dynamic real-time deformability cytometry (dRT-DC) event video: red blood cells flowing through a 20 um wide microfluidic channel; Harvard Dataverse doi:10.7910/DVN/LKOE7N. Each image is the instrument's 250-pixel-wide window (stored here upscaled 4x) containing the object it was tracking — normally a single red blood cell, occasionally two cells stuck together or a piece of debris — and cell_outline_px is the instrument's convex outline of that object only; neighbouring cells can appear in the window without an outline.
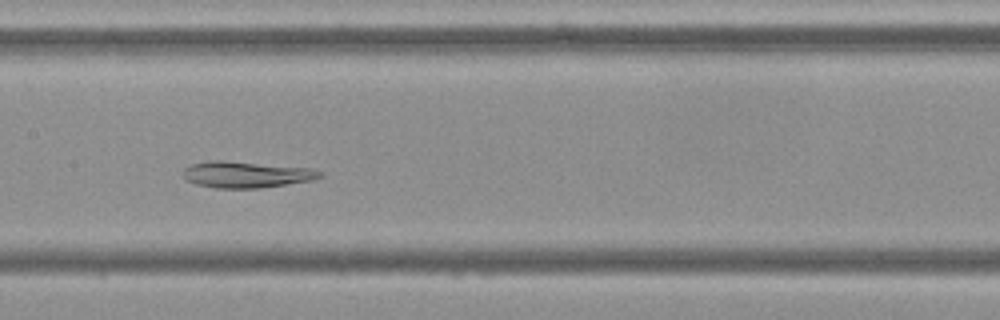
{"species": "Egyptian fruit bat (a non-hibernating species)", "species_latin": "Rousettus aegyptiacus", "temperature_condition": "cold", "stored_images_in_passage": 55, "camera_frame_rate_fps": 3000, "um_per_image_px": 0.085, "frame": {"image": 1, "passage_image": 27, "time_ms": 8.667, "image_size_px": [1000, 320], "cell_outline_px": [[324, 176], [312, 180], [260, 188], [216, 188], [196, 184], [184, 180], [180, 172], [184, 168], [192, 164], [208, 160], [224, 160], [312, 168], [324, 172]], "centroid_in_image_um": [20.9, 14.83], "position_along_channel_um": 186.5, "area_um2": 21.33}}
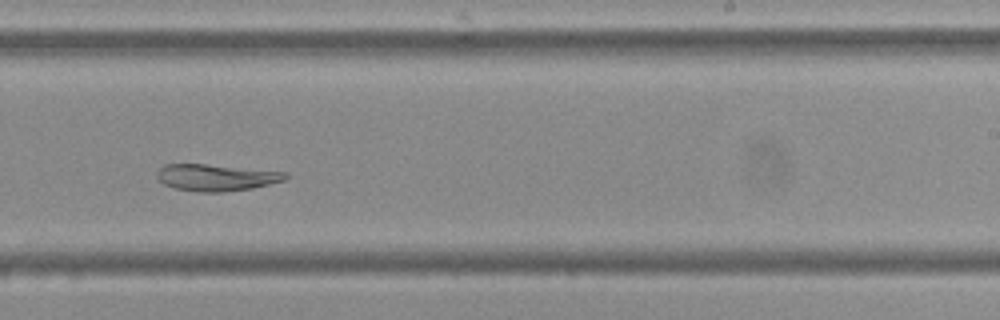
{"frame": {"image": 2, "passage_image": 34, "time_ms": 11.0, "image_size_px": [1000, 320], "cell_outline_px": [[288, 176], [284, 180], [252, 188], [224, 192], [200, 192], [172, 188], [164, 184], [156, 176], [156, 172], [164, 164], [204, 164], [288, 172]], "centroid_in_image_um": [18.34, 15.09], "position_along_channel_um": 270.7, "area_um2": 19.94}}
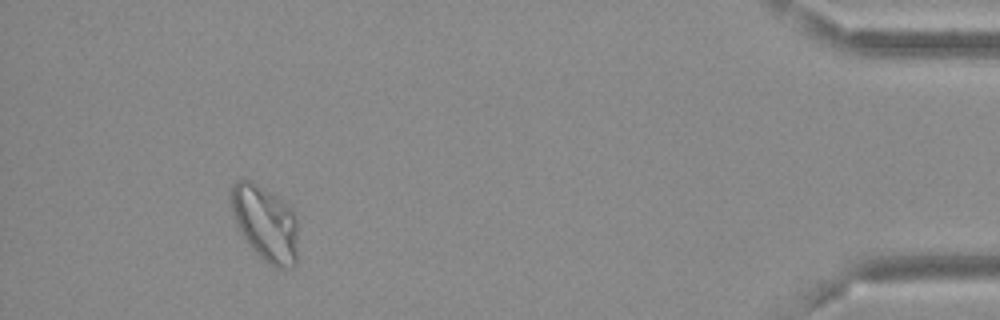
{"frame": {"image": 3, "passage_image": 51, "time_ms": 16.667, "image_size_px": [1000, 320], "cell_outline_px": [[296, 264], [292, 268], [276, 268], [268, 264], [244, 240], [236, 224], [232, 212], [228, 192], [232, 184], [236, 180], [252, 180], [276, 196], [292, 208], [296, 220]], "centroid_in_image_um": [22.5, 18.96], "position_along_channel_um": 412.7, "area_um2": 29.65}}